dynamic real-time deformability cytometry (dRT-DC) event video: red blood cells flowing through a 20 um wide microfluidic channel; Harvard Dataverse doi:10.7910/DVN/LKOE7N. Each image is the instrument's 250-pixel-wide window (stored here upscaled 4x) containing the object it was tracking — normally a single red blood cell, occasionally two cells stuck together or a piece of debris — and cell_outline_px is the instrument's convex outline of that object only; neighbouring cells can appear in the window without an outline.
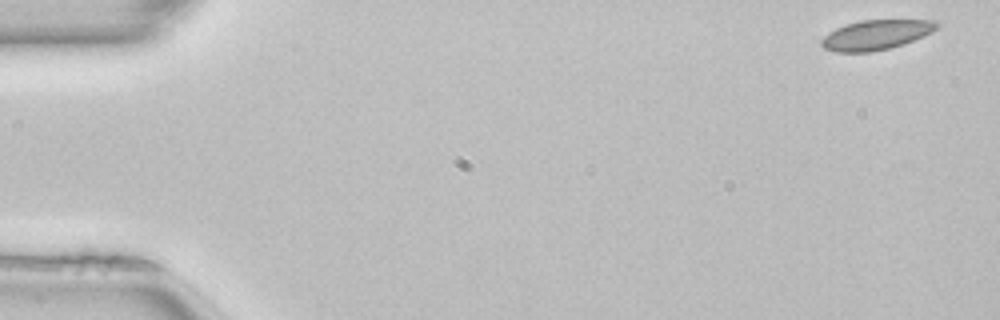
{"species": "common noctule bat (a hibernating species)", "species_latin": "Nyctalus noctula", "temperature_condition": "room temperature", "stored_images_in_passage": 46, "camera_frame_rate_fps": 3000, "um_per_image_px": 0.085, "animal": {"sex": "female", "body_mass_g": 22.7, "forearm_length_mm": 54.2}, "frame": {"image": 1, "passage_image": 1, "time_ms": 0.0, "image_size_px": [1000, 320], "cell_outline_px": [[940, 24], [932, 32], [924, 36], [904, 44], [872, 52], [836, 52], [824, 48], [820, 44], [820, 40], [828, 32], [836, 28], [860, 20], [940, 20]], "centroid_in_image_um": [74.47, 2.96], "position_along_channel_um": 10.5, "area_um2": 20.11}}
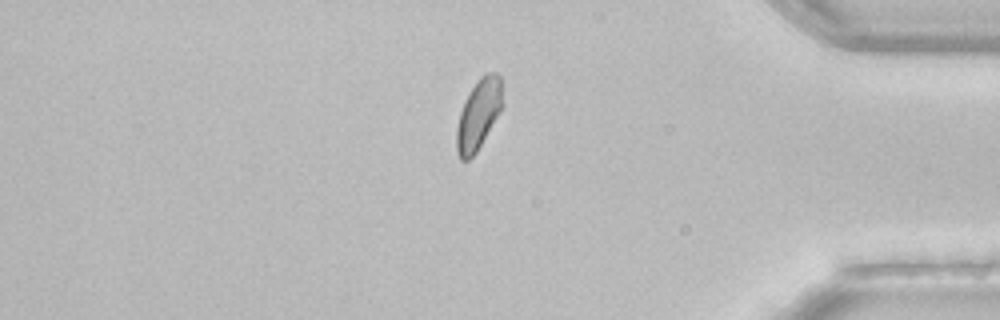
{"frame": {"image": 2, "passage_image": 42, "time_ms": 13.667, "image_size_px": [1000, 320], "cell_outline_px": [[504, 104], [500, 112], [476, 152], [468, 160], [460, 160], [456, 152], [456, 128], [460, 112], [464, 100], [468, 92], [488, 72], [496, 72], [500, 76]], "centroid_in_image_um": [40.67, 9.74], "position_along_channel_um": 394.5, "area_um2": 18.73}, "authors_computed_cell_mechanics": {"area_um2": 19.7387, "velocity_mm_per_s": 4.0279, "shape_relaxation_time_tau1_ms": 7.6193, "shape_relaxation_time_tau2_ms": 1.158, "deformation_change_tau1": 0.0787, "deformation_change_tau2": 0.0596}}